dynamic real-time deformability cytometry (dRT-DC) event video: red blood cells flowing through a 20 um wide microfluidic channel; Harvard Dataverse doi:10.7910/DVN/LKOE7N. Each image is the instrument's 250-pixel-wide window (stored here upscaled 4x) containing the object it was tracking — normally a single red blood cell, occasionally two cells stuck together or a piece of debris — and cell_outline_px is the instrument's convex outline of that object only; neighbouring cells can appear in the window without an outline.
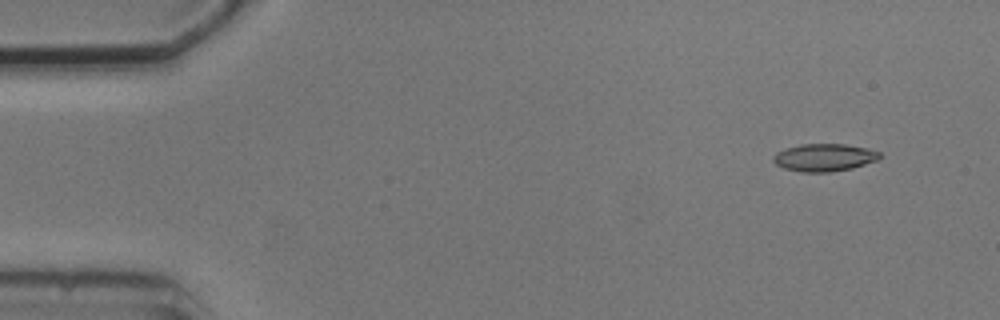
{"species": "common noctule bat (a hibernating species)", "species_latin": "Nyctalus noctula", "temperature_condition": "cold", "stored_images_in_passage": 8, "camera_frame_rate_fps": 3000, "um_per_image_px": 0.085, "animal": {"sex": "male", "body_mass_g": 20.5, "forearm_length_mm": 52.5}, "frame": {"image": 1, "passage_image": 2, "time_ms": 1.0, "image_size_px": [1000, 320], "cell_outline_px": [[880, 156], [876, 160], [852, 168], [828, 172], [800, 172], [784, 168], [776, 164], [772, 160], [772, 156], [776, 152], [784, 148], [800, 144], [844, 144], [868, 148], [880, 152]], "centroid_in_image_um": [70.01, 13.38], "position_along_channel_um": 15.0, "area_um2": 17.11}}
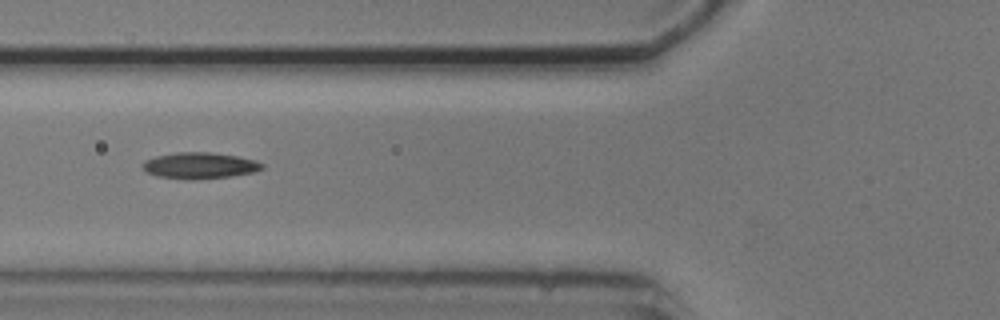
{"frame": {"image": 2, "passage_image": 6, "time_ms": 6.333, "image_size_px": [1000, 320], "cell_outline_px": [[264, 168], [256, 172], [232, 176], [196, 180], [184, 180], [156, 176], [148, 172], [140, 164], [144, 160], [156, 156], [176, 152], [212, 152], [236, 156], [256, 160], [264, 164]], "centroid_in_image_um": [16.98, 14.08], "position_along_channel_um": 108.8, "area_um2": 18.61}}
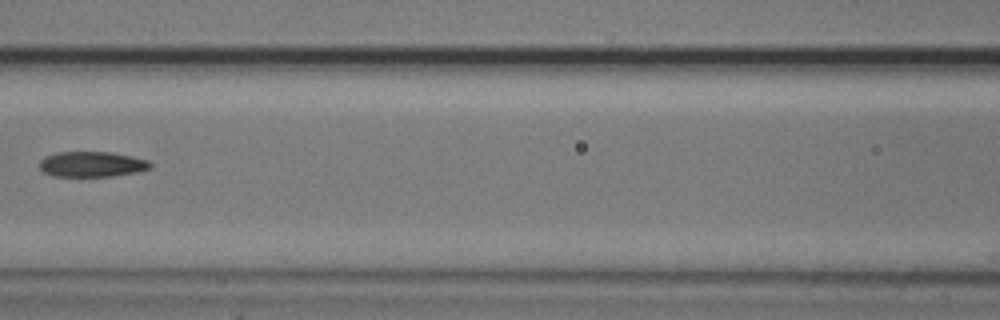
{"frame": {"image": 3, "passage_image": 7, "time_ms": 7.667, "image_size_px": [1000, 320], "cell_outline_px": [[152, 168], [136, 172], [112, 176], [52, 176], [44, 172], [40, 168], [40, 160], [44, 156], [56, 152], [112, 152], [132, 156], [148, 160], [152, 164]], "centroid_in_image_um": [7.81, 13.95], "position_along_channel_um": 158.8, "area_um2": 16.47}}